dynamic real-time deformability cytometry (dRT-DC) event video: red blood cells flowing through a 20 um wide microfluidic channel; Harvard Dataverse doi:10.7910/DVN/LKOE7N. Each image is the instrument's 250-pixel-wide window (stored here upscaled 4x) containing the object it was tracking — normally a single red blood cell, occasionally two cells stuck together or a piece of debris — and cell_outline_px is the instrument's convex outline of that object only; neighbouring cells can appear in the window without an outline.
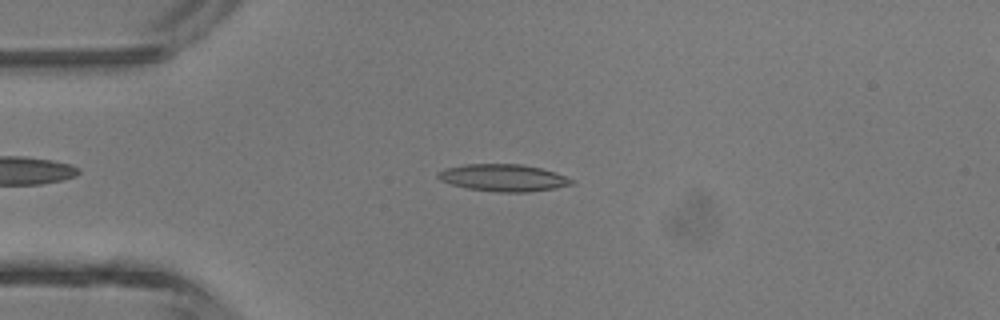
{"species": "common noctule bat (a hibernating species)", "species_latin": "Nyctalus noctula", "temperature_condition": "room temperature", "stored_images_in_passage": 4, "camera_frame_rate_fps": 3000, "um_per_image_px": 0.085, "animal": {"sex": "male", "body_mass_g": 13.3}, "frame": {"image": 1, "passage_image": 2, "time_ms": 2.0, "image_size_px": [1000, 320], "cell_outline_px": [[576, 184], [556, 188], [528, 192], [500, 192], [468, 188], [452, 184], [440, 180], [436, 176], [436, 172], [448, 168], [464, 164], [520, 164], [540, 168], [556, 172], [572, 180]], "centroid_in_image_um": [42.79, 15.11], "position_along_channel_um": 42.2, "area_um2": 20.98}}
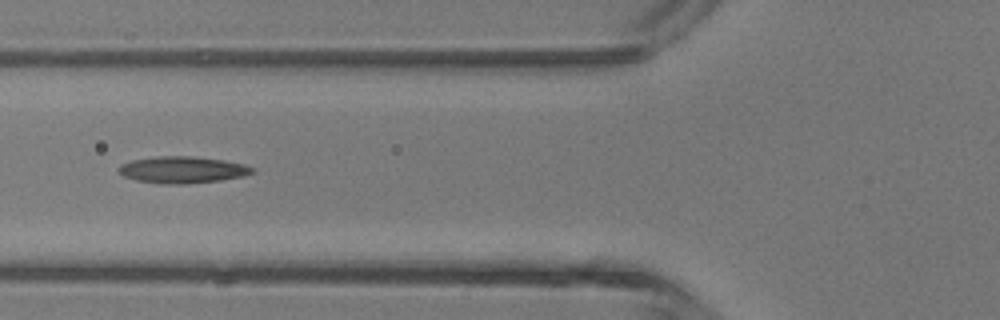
{"frame": {"image": 2, "passage_image": 4, "time_ms": 4.0, "image_size_px": [1000, 320], "cell_outline_px": [[256, 172], [244, 176], [220, 180], [188, 184], [160, 184], [136, 180], [124, 176], [116, 168], [120, 164], [132, 160], [156, 156], [192, 156], [224, 160], [244, 164], [252, 168]], "centroid_in_image_um": [15.5, 14.43], "position_along_channel_um": 110.3, "area_um2": 20.92}}